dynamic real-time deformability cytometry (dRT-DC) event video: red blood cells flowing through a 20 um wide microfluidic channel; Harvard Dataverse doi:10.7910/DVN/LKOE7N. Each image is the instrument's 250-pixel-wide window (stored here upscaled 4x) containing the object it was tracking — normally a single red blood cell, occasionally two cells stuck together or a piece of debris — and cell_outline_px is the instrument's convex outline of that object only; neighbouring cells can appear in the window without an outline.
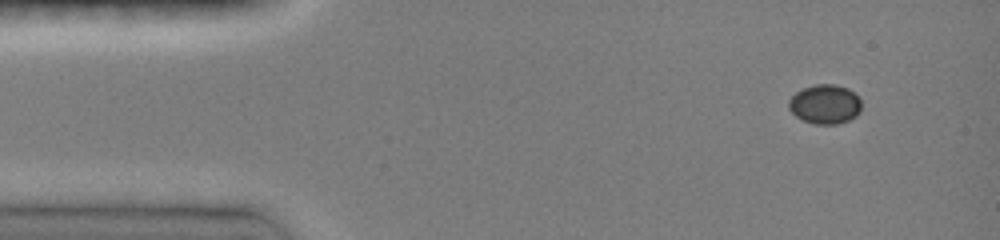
{"species": "common noctule bat (a hibernating species)", "species_latin": "Nyctalus noctula", "temperature_condition": "room temperature", "stored_images_in_passage": 4, "camera_frame_rate_fps": 3000, "um_per_image_px": 0.085, "animal": {"sex": "female", "body_mass_g": 19.0, "forearm_length_mm": 51.5}, "frame": {"image": 1, "passage_image": 1, "time_ms": 0.0, "image_size_px": [1000, 240], "cell_outline_px": [[860, 112], [856, 116], [848, 120], [836, 124], [816, 124], [804, 120], [796, 116], [788, 108], [788, 100], [796, 92], [804, 88], [816, 84], [836, 84], [848, 88], [860, 100]], "centroid_in_image_um": [70.11, 8.85], "position_along_channel_um": 14.9, "area_um2": 16.53}}
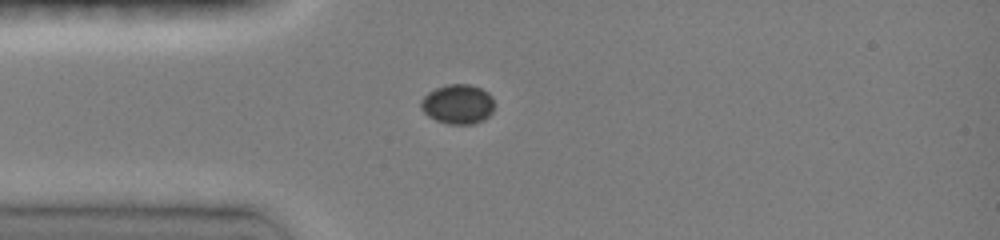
{"frame": {"image": 2, "passage_image": 4, "time_ms": 2.667, "image_size_px": [1000, 240], "cell_outline_px": [[492, 112], [484, 120], [472, 124], [448, 124], [436, 120], [428, 116], [420, 108], [420, 100], [428, 92], [436, 88], [448, 84], [468, 84], [480, 88], [488, 92], [492, 96]], "centroid_in_image_um": [38.89, 8.85], "position_along_channel_um": 46.1, "area_um2": 16.94}}